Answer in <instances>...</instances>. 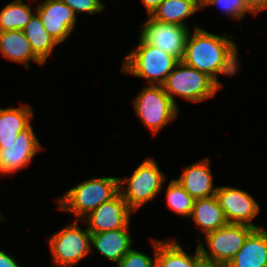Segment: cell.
I'll list each match as a JSON object with an SVG mask.
<instances>
[{
  "label": "cell",
  "mask_w": 267,
  "mask_h": 267,
  "mask_svg": "<svg viewBox=\"0 0 267 267\" xmlns=\"http://www.w3.org/2000/svg\"><path fill=\"white\" fill-rule=\"evenodd\" d=\"M192 32L187 36L182 62L207 74L222 87L218 74L234 76L240 68L235 39L226 33L215 35L195 24Z\"/></svg>",
  "instance_id": "6da1fadb"
},
{
  "label": "cell",
  "mask_w": 267,
  "mask_h": 267,
  "mask_svg": "<svg viewBox=\"0 0 267 267\" xmlns=\"http://www.w3.org/2000/svg\"><path fill=\"white\" fill-rule=\"evenodd\" d=\"M119 193L118 177H93L72 187L56 198L57 209L74 214L75 220H82L102 203Z\"/></svg>",
  "instance_id": "7a4b0ae2"
},
{
  "label": "cell",
  "mask_w": 267,
  "mask_h": 267,
  "mask_svg": "<svg viewBox=\"0 0 267 267\" xmlns=\"http://www.w3.org/2000/svg\"><path fill=\"white\" fill-rule=\"evenodd\" d=\"M138 39L139 43L123 59L121 71L146 79L148 85H163L180 61L140 37Z\"/></svg>",
  "instance_id": "3957f363"
},
{
  "label": "cell",
  "mask_w": 267,
  "mask_h": 267,
  "mask_svg": "<svg viewBox=\"0 0 267 267\" xmlns=\"http://www.w3.org/2000/svg\"><path fill=\"white\" fill-rule=\"evenodd\" d=\"M156 162L153 158H147L134 169L130 177L118 178L119 193L135 213L160 193L166 181L165 173Z\"/></svg>",
  "instance_id": "277c9868"
},
{
  "label": "cell",
  "mask_w": 267,
  "mask_h": 267,
  "mask_svg": "<svg viewBox=\"0 0 267 267\" xmlns=\"http://www.w3.org/2000/svg\"><path fill=\"white\" fill-rule=\"evenodd\" d=\"M254 229L255 227L246 224L228 223L211 231L204 235L208 251L199 238L197 245L205 265L226 267Z\"/></svg>",
  "instance_id": "5b68a950"
},
{
  "label": "cell",
  "mask_w": 267,
  "mask_h": 267,
  "mask_svg": "<svg viewBox=\"0 0 267 267\" xmlns=\"http://www.w3.org/2000/svg\"><path fill=\"white\" fill-rule=\"evenodd\" d=\"M167 95L177 106L179 96L193 103L214 97L221 88L212 78L180 61L162 85Z\"/></svg>",
  "instance_id": "8992f818"
},
{
  "label": "cell",
  "mask_w": 267,
  "mask_h": 267,
  "mask_svg": "<svg viewBox=\"0 0 267 267\" xmlns=\"http://www.w3.org/2000/svg\"><path fill=\"white\" fill-rule=\"evenodd\" d=\"M135 114L152 135L174 121L179 108L167 95L162 85H147L132 100Z\"/></svg>",
  "instance_id": "52a82bcc"
},
{
  "label": "cell",
  "mask_w": 267,
  "mask_h": 267,
  "mask_svg": "<svg viewBox=\"0 0 267 267\" xmlns=\"http://www.w3.org/2000/svg\"><path fill=\"white\" fill-rule=\"evenodd\" d=\"M74 220L48 238L51 259L56 267H75L91 253V233Z\"/></svg>",
  "instance_id": "ba28073f"
},
{
  "label": "cell",
  "mask_w": 267,
  "mask_h": 267,
  "mask_svg": "<svg viewBox=\"0 0 267 267\" xmlns=\"http://www.w3.org/2000/svg\"><path fill=\"white\" fill-rule=\"evenodd\" d=\"M141 26L139 37L182 61L190 28L154 20L150 16Z\"/></svg>",
  "instance_id": "9c48e42d"
},
{
  "label": "cell",
  "mask_w": 267,
  "mask_h": 267,
  "mask_svg": "<svg viewBox=\"0 0 267 267\" xmlns=\"http://www.w3.org/2000/svg\"><path fill=\"white\" fill-rule=\"evenodd\" d=\"M41 149V143L30 125L18 134L16 141L0 148V174L8 176L26 168Z\"/></svg>",
  "instance_id": "30bf717a"
},
{
  "label": "cell",
  "mask_w": 267,
  "mask_h": 267,
  "mask_svg": "<svg viewBox=\"0 0 267 267\" xmlns=\"http://www.w3.org/2000/svg\"><path fill=\"white\" fill-rule=\"evenodd\" d=\"M215 196L228 223L260 228L251 222L260 212V206L248 192L231 186H218Z\"/></svg>",
  "instance_id": "8fae6325"
},
{
  "label": "cell",
  "mask_w": 267,
  "mask_h": 267,
  "mask_svg": "<svg viewBox=\"0 0 267 267\" xmlns=\"http://www.w3.org/2000/svg\"><path fill=\"white\" fill-rule=\"evenodd\" d=\"M132 213L134 212L128 207L121 194L118 193L115 197L91 211L81 221L87 225V230L90 233H100L127 227L130 224Z\"/></svg>",
  "instance_id": "7c38bea8"
},
{
  "label": "cell",
  "mask_w": 267,
  "mask_h": 267,
  "mask_svg": "<svg viewBox=\"0 0 267 267\" xmlns=\"http://www.w3.org/2000/svg\"><path fill=\"white\" fill-rule=\"evenodd\" d=\"M36 13L41 18L45 30L61 44L76 26L74 11L62 0H44L36 5Z\"/></svg>",
  "instance_id": "4fadbf2b"
},
{
  "label": "cell",
  "mask_w": 267,
  "mask_h": 267,
  "mask_svg": "<svg viewBox=\"0 0 267 267\" xmlns=\"http://www.w3.org/2000/svg\"><path fill=\"white\" fill-rule=\"evenodd\" d=\"M213 173L209 159L203 158L196 163L183 168L178 179H175L194 199L215 196L217 187H214Z\"/></svg>",
  "instance_id": "5bb4252c"
},
{
  "label": "cell",
  "mask_w": 267,
  "mask_h": 267,
  "mask_svg": "<svg viewBox=\"0 0 267 267\" xmlns=\"http://www.w3.org/2000/svg\"><path fill=\"white\" fill-rule=\"evenodd\" d=\"M129 227L130 224L125 228L91 233V253L95 247L103 257L117 264L132 247Z\"/></svg>",
  "instance_id": "9a60e30c"
},
{
  "label": "cell",
  "mask_w": 267,
  "mask_h": 267,
  "mask_svg": "<svg viewBox=\"0 0 267 267\" xmlns=\"http://www.w3.org/2000/svg\"><path fill=\"white\" fill-rule=\"evenodd\" d=\"M226 267H267V230L255 228Z\"/></svg>",
  "instance_id": "2e32d148"
},
{
  "label": "cell",
  "mask_w": 267,
  "mask_h": 267,
  "mask_svg": "<svg viewBox=\"0 0 267 267\" xmlns=\"http://www.w3.org/2000/svg\"><path fill=\"white\" fill-rule=\"evenodd\" d=\"M0 53L8 61L21 63L30 69V61L41 67L45 64L35 55L23 30L0 31Z\"/></svg>",
  "instance_id": "e0dca14e"
},
{
  "label": "cell",
  "mask_w": 267,
  "mask_h": 267,
  "mask_svg": "<svg viewBox=\"0 0 267 267\" xmlns=\"http://www.w3.org/2000/svg\"><path fill=\"white\" fill-rule=\"evenodd\" d=\"M156 267H203L205 262L196 245L195 254L189 255L175 239L158 240Z\"/></svg>",
  "instance_id": "ac0fdd59"
},
{
  "label": "cell",
  "mask_w": 267,
  "mask_h": 267,
  "mask_svg": "<svg viewBox=\"0 0 267 267\" xmlns=\"http://www.w3.org/2000/svg\"><path fill=\"white\" fill-rule=\"evenodd\" d=\"M33 116L34 111L27 104L16 108L0 107V148L3 144L16 141L18 134L31 125Z\"/></svg>",
  "instance_id": "d6986e66"
},
{
  "label": "cell",
  "mask_w": 267,
  "mask_h": 267,
  "mask_svg": "<svg viewBox=\"0 0 267 267\" xmlns=\"http://www.w3.org/2000/svg\"><path fill=\"white\" fill-rule=\"evenodd\" d=\"M190 218L203 232V235L228 224L216 196L195 199Z\"/></svg>",
  "instance_id": "ffe728a7"
},
{
  "label": "cell",
  "mask_w": 267,
  "mask_h": 267,
  "mask_svg": "<svg viewBox=\"0 0 267 267\" xmlns=\"http://www.w3.org/2000/svg\"><path fill=\"white\" fill-rule=\"evenodd\" d=\"M23 32L35 55L45 64L59 43L45 30L37 13L26 24Z\"/></svg>",
  "instance_id": "44dd1931"
},
{
  "label": "cell",
  "mask_w": 267,
  "mask_h": 267,
  "mask_svg": "<svg viewBox=\"0 0 267 267\" xmlns=\"http://www.w3.org/2000/svg\"><path fill=\"white\" fill-rule=\"evenodd\" d=\"M200 10L191 0H163L150 17L161 22L189 28L185 20Z\"/></svg>",
  "instance_id": "7402d4cb"
},
{
  "label": "cell",
  "mask_w": 267,
  "mask_h": 267,
  "mask_svg": "<svg viewBox=\"0 0 267 267\" xmlns=\"http://www.w3.org/2000/svg\"><path fill=\"white\" fill-rule=\"evenodd\" d=\"M23 0H13L0 11V31L23 30L36 11Z\"/></svg>",
  "instance_id": "603a6c76"
},
{
  "label": "cell",
  "mask_w": 267,
  "mask_h": 267,
  "mask_svg": "<svg viewBox=\"0 0 267 267\" xmlns=\"http://www.w3.org/2000/svg\"><path fill=\"white\" fill-rule=\"evenodd\" d=\"M167 206L178 215L190 219L194 198L175 179H171L166 188Z\"/></svg>",
  "instance_id": "cb8c5ba5"
},
{
  "label": "cell",
  "mask_w": 267,
  "mask_h": 267,
  "mask_svg": "<svg viewBox=\"0 0 267 267\" xmlns=\"http://www.w3.org/2000/svg\"><path fill=\"white\" fill-rule=\"evenodd\" d=\"M154 259L141 251L130 249L116 264L117 267H156L157 239L152 240Z\"/></svg>",
  "instance_id": "d4e9b609"
},
{
  "label": "cell",
  "mask_w": 267,
  "mask_h": 267,
  "mask_svg": "<svg viewBox=\"0 0 267 267\" xmlns=\"http://www.w3.org/2000/svg\"><path fill=\"white\" fill-rule=\"evenodd\" d=\"M207 6H217L224 15L232 18L242 20L247 13L254 15L246 6L244 0H208Z\"/></svg>",
  "instance_id": "484cf974"
},
{
  "label": "cell",
  "mask_w": 267,
  "mask_h": 267,
  "mask_svg": "<svg viewBox=\"0 0 267 267\" xmlns=\"http://www.w3.org/2000/svg\"><path fill=\"white\" fill-rule=\"evenodd\" d=\"M67 6H69L75 14L83 12L89 15L100 13L105 9V5L101 0H62Z\"/></svg>",
  "instance_id": "4316f807"
},
{
  "label": "cell",
  "mask_w": 267,
  "mask_h": 267,
  "mask_svg": "<svg viewBox=\"0 0 267 267\" xmlns=\"http://www.w3.org/2000/svg\"><path fill=\"white\" fill-rule=\"evenodd\" d=\"M244 2L254 16L263 10H267V0H244Z\"/></svg>",
  "instance_id": "83f0119b"
},
{
  "label": "cell",
  "mask_w": 267,
  "mask_h": 267,
  "mask_svg": "<svg viewBox=\"0 0 267 267\" xmlns=\"http://www.w3.org/2000/svg\"><path fill=\"white\" fill-rule=\"evenodd\" d=\"M0 267H21L13 255L0 249Z\"/></svg>",
  "instance_id": "f1b7e54d"
},
{
  "label": "cell",
  "mask_w": 267,
  "mask_h": 267,
  "mask_svg": "<svg viewBox=\"0 0 267 267\" xmlns=\"http://www.w3.org/2000/svg\"><path fill=\"white\" fill-rule=\"evenodd\" d=\"M162 1L163 0H141L148 16L153 13V11L160 5Z\"/></svg>",
  "instance_id": "f546056e"
},
{
  "label": "cell",
  "mask_w": 267,
  "mask_h": 267,
  "mask_svg": "<svg viewBox=\"0 0 267 267\" xmlns=\"http://www.w3.org/2000/svg\"><path fill=\"white\" fill-rule=\"evenodd\" d=\"M195 5H197L201 10L204 8L207 4L208 0H191Z\"/></svg>",
  "instance_id": "4dcf8cb0"
},
{
  "label": "cell",
  "mask_w": 267,
  "mask_h": 267,
  "mask_svg": "<svg viewBox=\"0 0 267 267\" xmlns=\"http://www.w3.org/2000/svg\"><path fill=\"white\" fill-rule=\"evenodd\" d=\"M5 219H4V216H2V214H1V211H0V221H4Z\"/></svg>",
  "instance_id": "1f68e13d"
},
{
  "label": "cell",
  "mask_w": 267,
  "mask_h": 267,
  "mask_svg": "<svg viewBox=\"0 0 267 267\" xmlns=\"http://www.w3.org/2000/svg\"><path fill=\"white\" fill-rule=\"evenodd\" d=\"M203 267H223V266L204 265Z\"/></svg>",
  "instance_id": "d6a6232c"
}]
</instances>
